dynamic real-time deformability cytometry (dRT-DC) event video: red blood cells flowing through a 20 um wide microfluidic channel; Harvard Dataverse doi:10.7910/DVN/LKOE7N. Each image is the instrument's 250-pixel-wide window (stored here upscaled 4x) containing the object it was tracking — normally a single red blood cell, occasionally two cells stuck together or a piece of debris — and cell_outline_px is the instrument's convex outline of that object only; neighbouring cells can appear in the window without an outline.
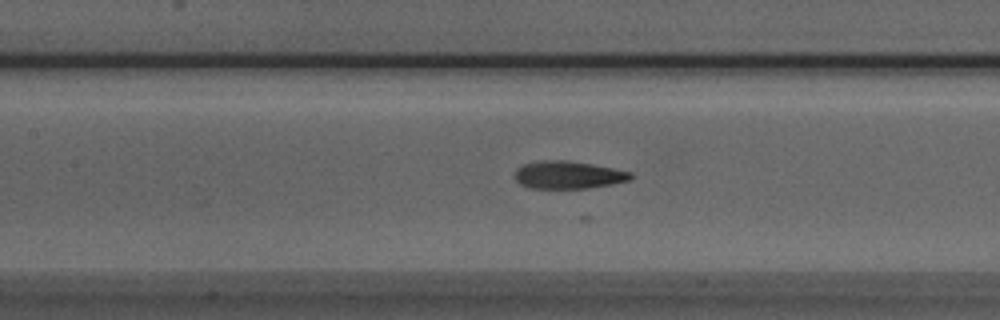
{"species": "Egyptian fruit bat (a non-hibernating species)", "species_latin": "Rousettus aegyptiacus", "temperature_condition": "room temperature", "stored_images_in_passage": 37, "camera_frame_rate_fps": 3000, "um_per_image_px": 0.085, "animal": {"sex": "male"}, "frame": {"image": 1, "passage_image": 22, "time_ms": 7.0, "image_size_px": [1000, 320], "cell_outline_px": [[636, 176], [632, 180], [612, 184], [588, 188], [528, 188], [520, 184], [516, 180], [516, 168], [524, 164], [544, 160], [568, 160], [592, 164], [632, 172]], "centroid_in_image_um": [48.35, 14.87], "position_along_channel_um": 159.1, "area_um2": 18.79}}
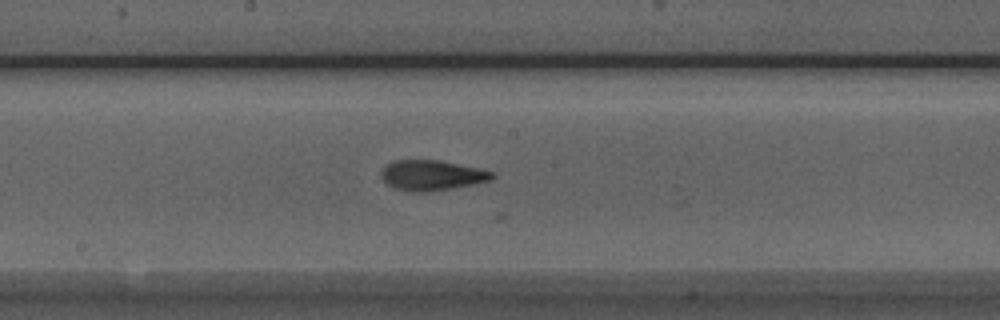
{"frame": {"image": 2, "passage_image": 26, "time_ms": 8.333, "image_size_px": [1000, 320], "cell_outline_px": [[496, 176], [492, 180], [452, 188], [428, 192], [412, 192], [396, 188], [388, 184], [380, 176], [380, 172], [384, 164], [392, 160], [440, 160], [496, 172]], "centroid_in_image_um": [36.69, 14.89], "position_along_channel_um": 211.5, "area_um2": 19.71}}